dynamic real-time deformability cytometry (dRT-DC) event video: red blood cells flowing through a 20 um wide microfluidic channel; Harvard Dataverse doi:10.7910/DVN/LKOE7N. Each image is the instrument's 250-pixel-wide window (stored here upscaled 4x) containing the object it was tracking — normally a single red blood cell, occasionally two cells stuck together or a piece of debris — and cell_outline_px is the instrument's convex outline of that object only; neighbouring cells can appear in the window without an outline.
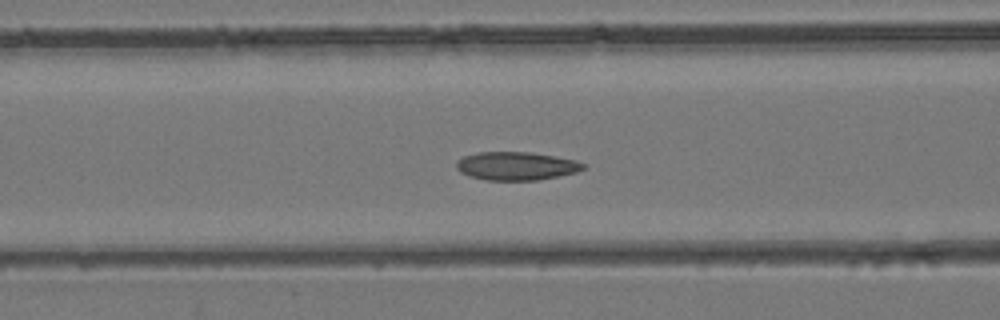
{"species": "common noctule bat (a hibernating species)", "species_latin": "Nyctalus noctula", "temperature_condition": "room temperature", "stored_images_in_passage": 38, "camera_frame_rate_fps": 3000, "um_per_image_px": 0.085, "animal": {"sex": "female", "body_mass_g": 24.6, "forearm_length_mm": 56.2}, "frame": {"image": 1, "passage_image": 12, "time_ms": 3.667, "image_size_px": [1000, 320], "cell_outline_px": [[588, 164], [584, 168], [576, 172], [536, 180], [484, 180], [468, 176], [460, 172], [456, 168], [456, 160], [464, 156], [480, 152], [528, 152], [556, 156], [576, 160]], "centroid_in_image_um": [43.87, 14.1], "position_along_channel_um": 122.7, "area_um2": 20.98}}
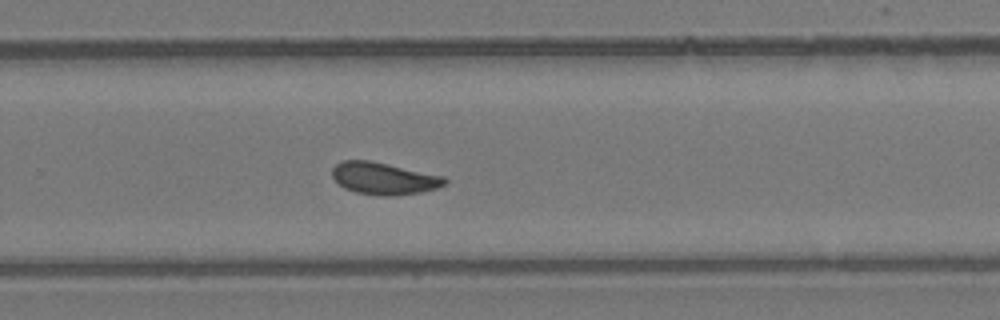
{"frame": {"image": 2, "passage_image": 23, "time_ms": 7.333, "image_size_px": [1000, 320], "cell_outline_px": [[448, 184], [436, 188], [420, 192], [396, 196], [380, 196], [356, 192], [344, 188], [332, 176], [332, 168], [340, 160], [368, 160], [388, 164], [444, 176], [448, 180]], "centroid_in_image_um": [32.64, 15.17], "position_along_channel_um": 297.2, "area_um2": 21.1}}
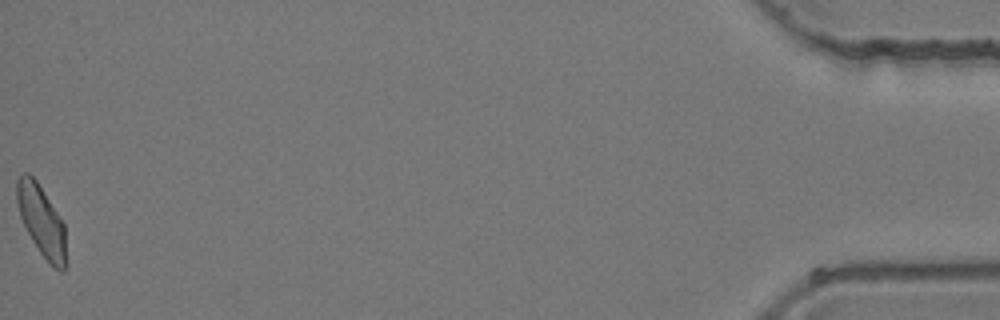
{"frame": {"image": 3, "passage_image": 38, "time_ms": 12.333, "image_size_px": [1000, 320], "cell_outline_px": [[68, 264], [64, 272], [60, 272], [40, 252], [32, 240], [20, 216], [16, 200], [16, 180], [24, 172], [28, 172], [36, 180], [64, 224]], "centroid_in_image_um": [3.55, 18.8], "position_along_channel_um": 431.6, "area_um2": 20.23}}